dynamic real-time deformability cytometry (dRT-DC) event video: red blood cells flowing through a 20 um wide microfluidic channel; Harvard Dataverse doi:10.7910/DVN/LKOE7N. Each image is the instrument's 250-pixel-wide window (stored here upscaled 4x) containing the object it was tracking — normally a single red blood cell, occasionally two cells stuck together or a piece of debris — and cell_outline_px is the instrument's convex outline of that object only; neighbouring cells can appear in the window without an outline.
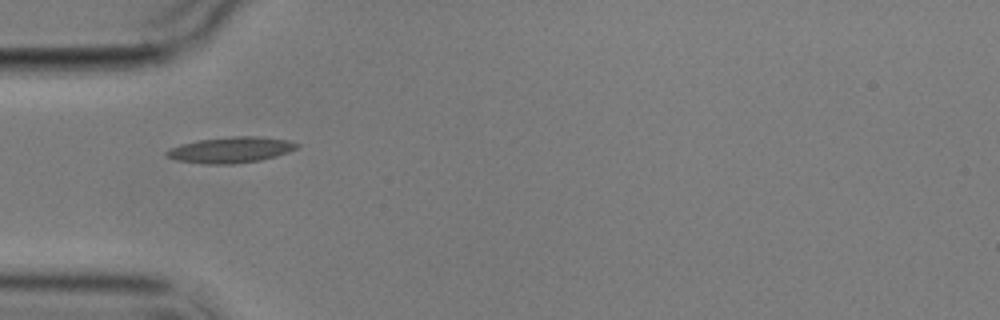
{"species": "common noctule bat (a hibernating species)", "species_latin": "Nyctalus noctula", "temperature_condition": "cold", "stored_images_in_passage": 2, "camera_frame_rate_fps": 3000, "um_per_image_px": 0.085, "animal": {"sex": "male", "body_mass_g": 17.9}, "frame": {"image": 1, "passage_image": 1, "time_ms": 0.0, "image_size_px": [1000, 320], "cell_outline_px": [[300, 144], [296, 148], [288, 152], [276, 156], [260, 160], [232, 164], [204, 164], [176, 160], [164, 156], [164, 152], [168, 148], [180, 144], [200, 140], [232, 136], [256, 136], [288, 140]], "centroid_in_image_um": [19.56, 12.74], "position_along_channel_um": 65.4, "area_um2": 19.71}}
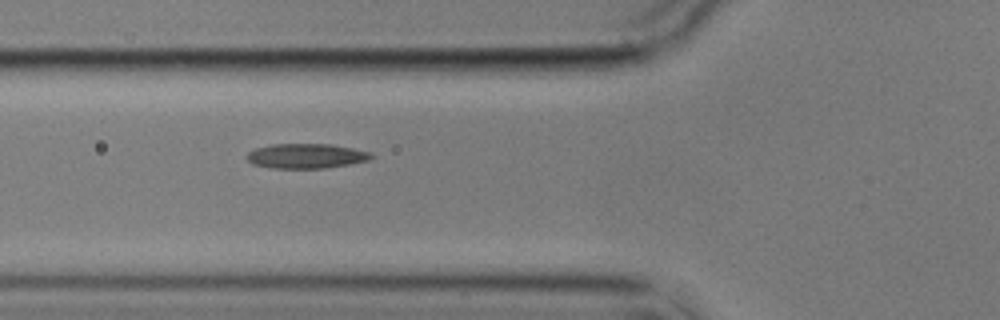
{"frame": {"image": 2, "passage_image": 2, "time_ms": 1.0, "image_size_px": [1000, 320], "cell_outline_px": [[372, 156], [368, 160], [348, 164], [324, 168], [272, 168], [252, 164], [244, 156], [248, 152], [256, 148], [272, 144], [328, 144], [352, 148], [372, 152]], "centroid_in_image_um": [25.98, 13.25], "position_along_channel_um": 99.8, "area_um2": 17.86}}